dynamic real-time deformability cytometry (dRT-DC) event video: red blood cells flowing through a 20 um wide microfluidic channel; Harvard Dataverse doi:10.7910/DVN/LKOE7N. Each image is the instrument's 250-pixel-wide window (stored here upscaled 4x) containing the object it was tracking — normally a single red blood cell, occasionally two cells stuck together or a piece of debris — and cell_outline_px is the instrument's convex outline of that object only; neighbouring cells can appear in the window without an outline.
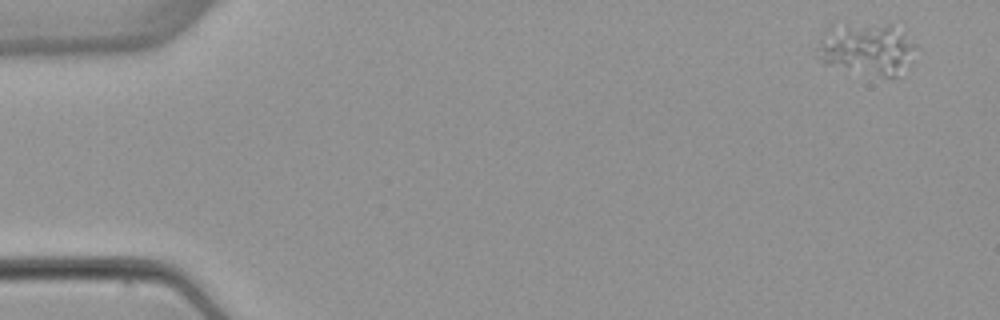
{"species": "common noctule bat (a hibernating species)", "species_latin": "Nyctalus noctula", "temperature_condition": "warm", "stored_images_in_passage": 5, "camera_frame_rate_fps": 3000, "um_per_image_px": 0.085, "animal": {"sex": "female", "body_mass_g": 22.7, "forearm_length_mm": 54.2}, "frame": {"image": 1, "passage_image": 1, "time_ms": 0.0, "image_size_px": [1000, 320], "cell_outline_px": [[916, 48], [912, 60], [896, 76], [884, 76], [824, 64], [812, 56], [816, 48], [820, 44], [840, 32], [888, 24], [892, 24], [916, 44]], "centroid_in_image_um": [73.82, 4.29], "position_along_channel_um": 11.2, "area_um2": 26.93}}
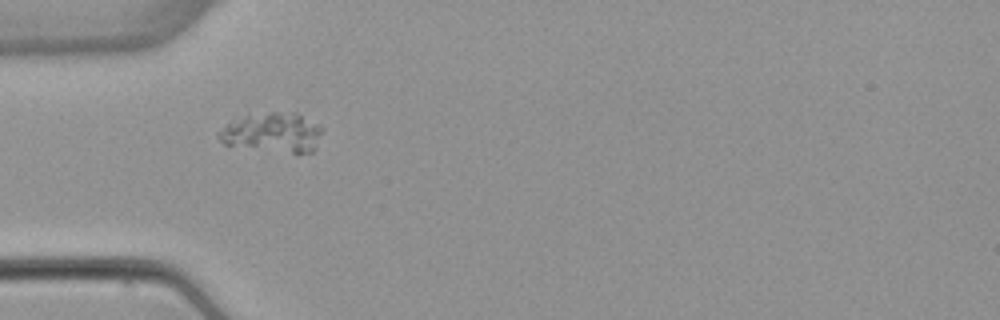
{"frame": {"image": 2, "passage_image": 4, "time_ms": 4.667, "image_size_px": [1000, 320], "cell_outline_px": [[324, 128], [316, 148], [312, 152], [292, 152], [224, 144], [216, 136], [228, 124], [248, 116], [268, 112], [296, 112]], "centroid_in_image_um": [23.26, 11.26], "position_along_channel_um": 61.7, "area_um2": 23.06}}
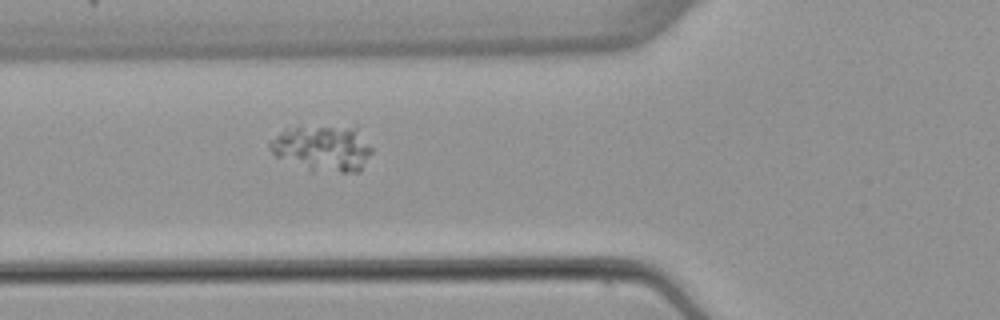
{"frame": {"image": 3, "passage_image": 5, "time_ms": 5.667, "image_size_px": [1000, 320], "cell_outline_px": [[372, 152], [360, 172], [312, 172], [276, 156], [268, 148], [268, 140], [280, 132], [296, 128], [348, 128], [372, 148]], "centroid_in_image_um": [27.35, 12.69], "position_along_channel_um": 98.5, "area_um2": 26.3}}